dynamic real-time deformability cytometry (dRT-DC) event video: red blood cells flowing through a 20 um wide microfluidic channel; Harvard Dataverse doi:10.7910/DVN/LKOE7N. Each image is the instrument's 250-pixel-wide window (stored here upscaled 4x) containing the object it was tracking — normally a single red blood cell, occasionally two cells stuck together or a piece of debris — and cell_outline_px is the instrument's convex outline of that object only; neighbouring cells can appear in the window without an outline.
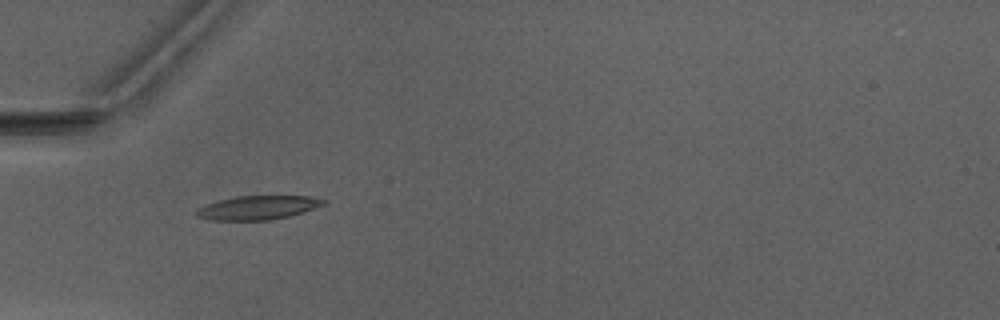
{"species": "Egyptian fruit bat (a non-hibernating species)", "species_latin": "Rousettus aegyptiacus", "temperature_condition": "warm", "stored_images_in_passage": 5, "camera_frame_rate_fps": 3000, "um_per_image_px": 0.085, "animal": {"sex": "male"}, "frame": {"image": 1, "passage_image": 3, "time_ms": 2.333, "image_size_px": [1000, 320], "cell_outline_px": [[328, 200], [324, 204], [288, 216], [268, 220], [212, 220], [196, 216], [196, 212], [204, 204], [216, 200], [236, 196], [312, 196]], "centroid_in_image_um": [21.88, 17.63], "position_along_channel_um": 63.1, "area_um2": 17.51}}
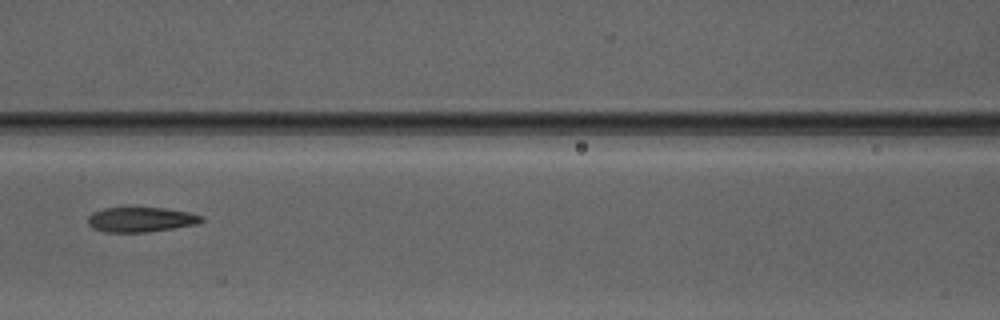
{"frame": {"image": 2, "passage_image": 5, "time_ms": 4.667, "image_size_px": [1000, 320], "cell_outline_px": [[204, 220], [196, 224], [148, 232], [104, 232], [92, 228], [88, 224], [88, 216], [92, 212], [104, 208], [164, 208], [188, 212], [204, 216]], "centroid_in_image_um": [11.95, 18.66], "position_along_channel_um": 154.6, "area_um2": 16.42}}